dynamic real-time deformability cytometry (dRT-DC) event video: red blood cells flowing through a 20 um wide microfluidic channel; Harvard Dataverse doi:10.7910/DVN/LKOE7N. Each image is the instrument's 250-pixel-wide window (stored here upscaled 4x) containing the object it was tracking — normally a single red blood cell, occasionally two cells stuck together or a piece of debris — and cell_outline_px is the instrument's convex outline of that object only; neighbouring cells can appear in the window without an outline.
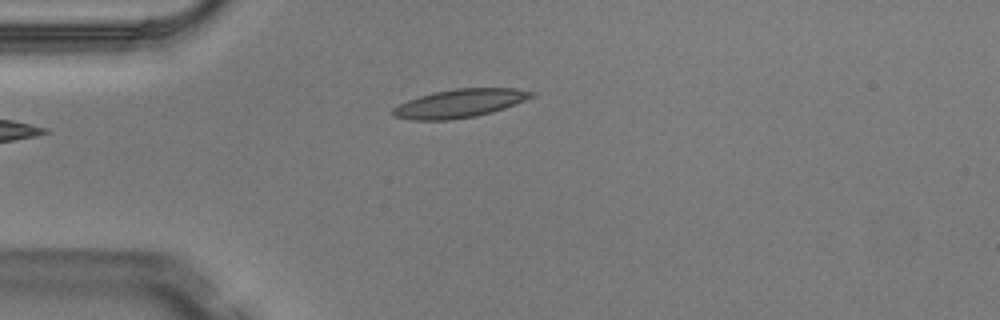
{"species": "Egyptian fruit bat (a non-hibernating species)", "species_latin": "Rousettus aegyptiacus", "temperature_condition": "warm", "stored_images_in_passage": 3, "camera_frame_rate_fps": 3000, "um_per_image_px": 0.085, "animal": {"sex": "male"}, "frame": {"image": 1, "passage_image": 3, "time_ms": 0.667, "image_size_px": [1000, 320], "cell_outline_px": [[536, 96], [516, 104], [492, 112], [476, 116], [452, 120], [416, 120], [396, 116], [392, 112], [392, 108], [408, 100], [432, 92], [456, 88], [516, 88], [536, 92]], "centroid_in_image_um": [39.14, 8.77], "position_along_channel_um": 45.9, "area_um2": 22.95}}